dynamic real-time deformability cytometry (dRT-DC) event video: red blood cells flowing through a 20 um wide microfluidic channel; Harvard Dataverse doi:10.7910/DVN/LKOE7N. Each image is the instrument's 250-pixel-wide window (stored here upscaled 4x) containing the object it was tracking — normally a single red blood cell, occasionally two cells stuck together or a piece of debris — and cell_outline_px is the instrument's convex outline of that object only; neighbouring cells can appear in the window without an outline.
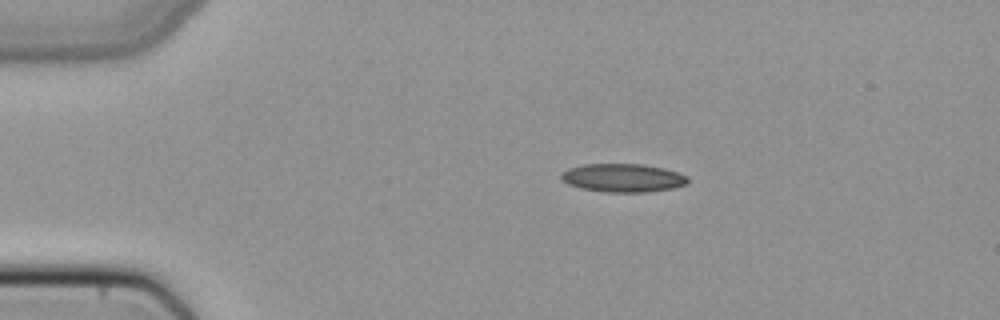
{"species": "common noctule bat (a hibernating species)", "species_latin": "Nyctalus noctula", "temperature_condition": "cold", "stored_images_in_passage": 41, "camera_frame_rate_fps": 3000, "um_per_image_px": 0.085, "animal": {"sex": "female", "body_mass_g": 22.7, "forearm_length_mm": 54.2}, "frame": {"image": 1, "passage_image": 1, "time_ms": 0.0, "image_size_px": [1000, 320], "cell_outline_px": [[688, 184], [672, 188], [648, 192], [604, 192], [580, 188], [568, 184], [560, 176], [560, 172], [568, 168], [584, 164], [644, 164], [664, 168], [688, 176]], "centroid_in_image_um": [52.94, 15.12], "position_along_channel_um": 32.1, "area_um2": 21.04}}
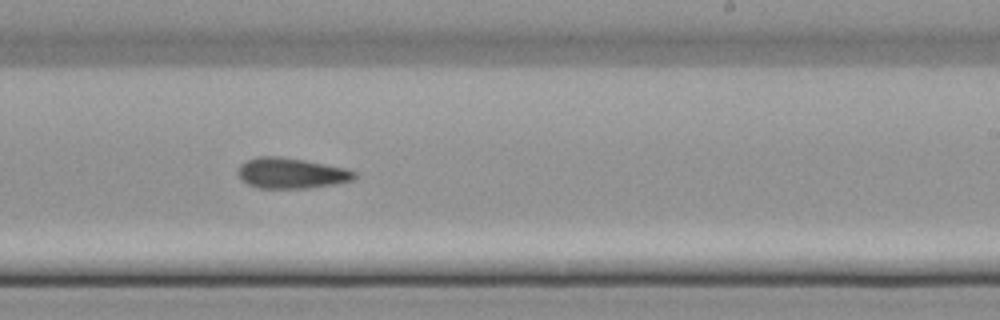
{"frame": {"image": 2, "passage_image": 22, "time_ms": 7.0, "image_size_px": [1000, 320], "cell_outline_px": [[356, 176], [352, 180], [332, 184], [308, 188], [260, 188], [248, 184], [240, 180], [236, 172], [240, 164], [256, 156], [280, 156], [304, 160], [348, 168], [356, 172]], "centroid_in_image_um": [24.72, 14.71], "position_along_channel_um": 264.3, "area_um2": 20.87}}
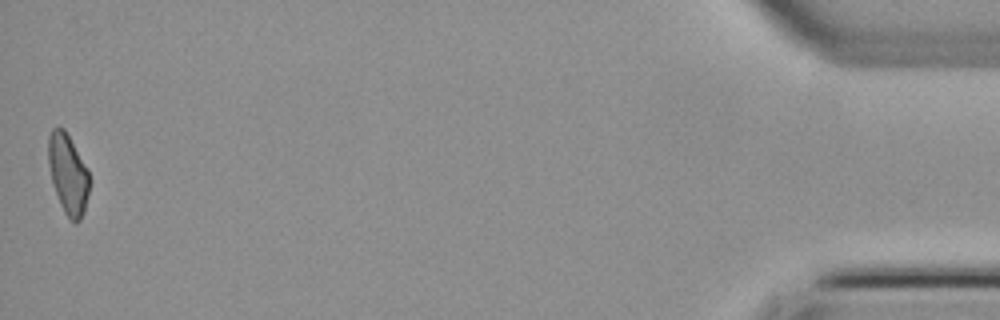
{"frame": {"image": 3, "passage_image": 41, "time_ms": 13.333, "image_size_px": [1000, 320], "cell_outline_px": [[88, 192], [84, 212], [80, 220], [76, 224], [64, 212], [60, 204], [52, 184], [48, 164], [48, 136], [52, 128], [64, 128], [88, 168]], "centroid_in_image_um": [5.76, 14.78], "position_along_channel_um": 429.4, "area_um2": 19.07}}